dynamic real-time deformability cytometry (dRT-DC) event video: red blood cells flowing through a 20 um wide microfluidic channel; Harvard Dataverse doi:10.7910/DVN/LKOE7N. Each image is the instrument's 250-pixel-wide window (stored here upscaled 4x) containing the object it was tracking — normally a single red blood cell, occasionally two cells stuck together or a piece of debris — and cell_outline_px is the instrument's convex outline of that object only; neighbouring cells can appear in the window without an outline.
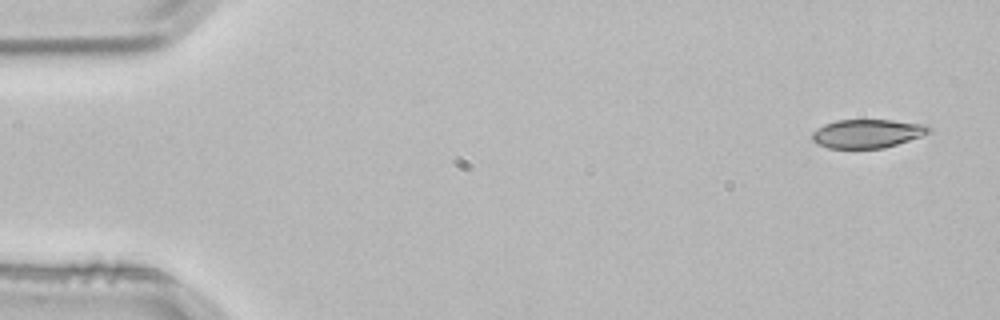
{"species": "common noctule bat (a hibernating species)", "species_latin": "Nyctalus noctula", "temperature_condition": "room temperature", "stored_images_in_passage": 3, "camera_frame_rate_fps": 3000, "um_per_image_px": 0.085, "animal": {"sex": "male", "body_mass_g": 21.5, "forearm_length_mm": 52.0}, "frame": {"image": 1, "passage_image": 1, "time_ms": 0.0, "image_size_px": [1000, 320], "cell_outline_px": [[932, 128], [928, 132], [920, 136], [884, 148], [828, 148], [816, 144], [812, 140], [812, 132], [816, 128], [824, 124], [836, 120], [892, 120], [928, 124]], "centroid_in_image_um": [73.69, 11.34], "position_along_channel_um": 11.3, "area_um2": 19.54}}